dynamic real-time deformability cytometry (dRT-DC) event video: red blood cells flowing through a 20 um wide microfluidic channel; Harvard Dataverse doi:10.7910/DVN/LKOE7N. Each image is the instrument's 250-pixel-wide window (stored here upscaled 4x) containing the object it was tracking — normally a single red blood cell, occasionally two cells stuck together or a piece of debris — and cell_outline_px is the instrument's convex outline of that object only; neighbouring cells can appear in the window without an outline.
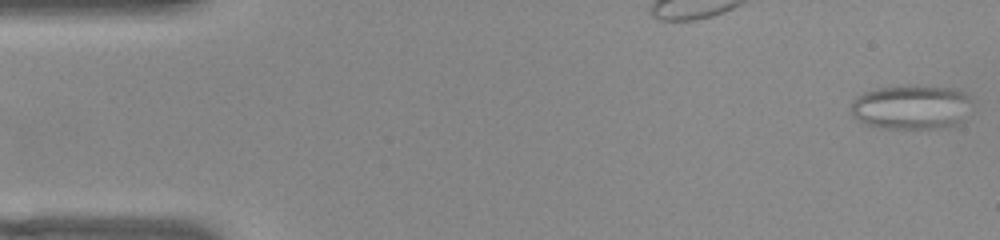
{"species": "common noctule bat (a hibernating species)", "species_latin": "Nyctalus noctula", "temperature_condition": "warm", "stored_images_in_passage": 52, "camera_frame_rate_fps": 3000, "um_per_image_px": 0.085, "animal": {"sex": "female", "body_mass_g": 22.0, "forearm_length_mm": 56.7}, "frame": {"image": 1, "passage_image": 1, "time_ms": 0.0, "image_size_px": [1000, 240], "cell_outline_px": [[968, 100], [960, 120], [956, 124], [936, 128], [880, 128], [868, 124], [852, 116], [852, 100], [864, 92], [876, 88], [900, 84], [920, 84], [956, 88], [964, 92], [968, 96]], "centroid_in_image_um": [77.38, 9.05], "position_along_channel_um": 7.6, "area_um2": 31.21}}
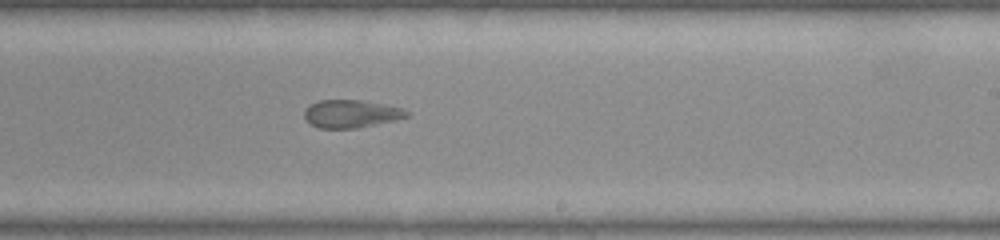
{"frame": {"image": 2, "passage_image": 31, "time_ms": 10.0, "image_size_px": [1000, 240], "cell_outline_px": [[408, 116], [396, 120], [356, 128], [316, 128], [308, 124], [304, 120], [304, 108], [320, 100], [360, 100], [384, 104], [404, 108], [408, 112]], "centroid_in_image_um": [29.8, 9.68], "position_along_channel_um": 259.2, "area_um2": 16.76}}
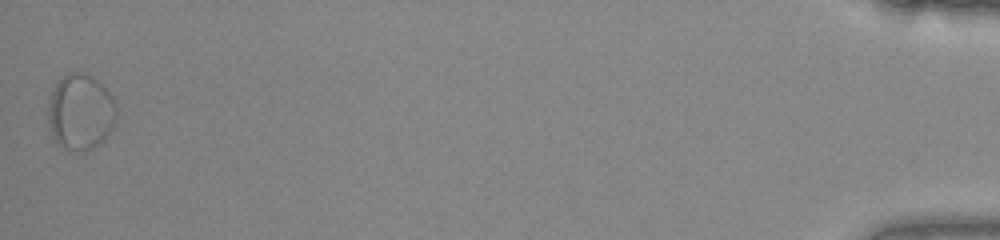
{"frame": {"image": 3, "passage_image": 52, "time_ms": 17.0, "image_size_px": [1000, 240], "cell_outline_px": [[116, 120], [112, 128], [104, 140], [92, 148], [80, 152], [72, 152], [64, 148], [52, 136], [48, 120], [48, 108], [52, 92], [56, 84], [68, 72], [84, 72], [92, 76], [112, 96], [116, 104]], "centroid_in_image_um": [6.85, 9.54], "position_along_channel_um": 428.3, "area_um2": 30.17}, "authors_computed_cell_mechanics": {"area_um2": 22.2241, "velocity_mm_per_s": 3.8346, "shape_relaxation_time_tau1_ms": null, "shape_relaxation_time_tau2_ms": 1.8852, "deformation_change_tau1": null, "deformation_change_tau2": 0.0901}}